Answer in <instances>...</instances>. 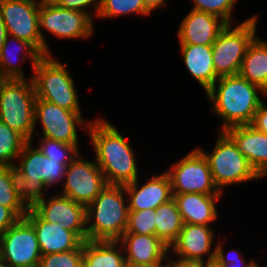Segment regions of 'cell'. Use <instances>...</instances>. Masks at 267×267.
<instances>
[{
  "label": "cell",
  "mask_w": 267,
  "mask_h": 267,
  "mask_svg": "<svg viewBox=\"0 0 267 267\" xmlns=\"http://www.w3.org/2000/svg\"><path fill=\"white\" fill-rule=\"evenodd\" d=\"M19 219L10 208L0 205V235Z\"/></svg>",
  "instance_id": "cell-39"
},
{
  "label": "cell",
  "mask_w": 267,
  "mask_h": 267,
  "mask_svg": "<svg viewBox=\"0 0 267 267\" xmlns=\"http://www.w3.org/2000/svg\"><path fill=\"white\" fill-rule=\"evenodd\" d=\"M138 180L124 185L129 211L156 209L173 199L171 181L166 172L151 176L141 186Z\"/></svg>",
  "instance_id": "cell-18"
},
{
  "label": "cell",
  "mask_w": 267,
  "mask_h": 267,
  "mask_svg": "<svg viewBox=\"0 0 267 267\" xmlns=\"http://www.w3.org/2000/svg\"><path fill=\"white\" fill-rule=\"evenodd\" d=\"M0 205L10 208L20 219L29 209L13 189L8 166H0Z\"/></svg>",
  "instance_id": "cell-31"
},
{
  "label": "cell",
  "mask_w": 267,
  "mask_h": 267,
  "mask_svg": "<svg viewBox=\"0 0 267 267\" xmlns=\"http://www.w3.org/2000/svg\"><path fill=\"white\" fill-rule=\"evenodd\" d=\"M8 171L14 191L28 208H32L38 201L47 196L46 186L43 183L28 180L16 164L9 165Z\"/></svg>",
  "instance_id": "cell-28"
},
{
  "label": "cell",
  "mask_w": 267,
  "mask_h": 267,
  "mask_svg": "<svg viewBox=\"0 0 267 267\" xmlns=\"http://www.w3.org/2000/svg\"><path fill=\"white\" fill-rule=\"evenodd\" d=\"M34 228L42 255L77 249L84 241L73 231L43 220L32 208L24 217Z\"/></svg>",
  "instance_id": "cell-17"
},
{
  "label": "cell",
  "mask_w": 267,
  "mask_h": 267,
  "mask_svg": "<svg viewBox=\"0 0 267 267\" xmlns=\"http://www.w3.org/2000/svg\"><path fill=\"white\" fill-rule=\"evenodd\" d=\"M267 94V41L258 36L247 47L238 73Z\"/></svg>",
  "instance_id": "cell-25"
},
{
  "label": "cell",
  "mask_w": 267,
  "mask_h": 267,
  "mask_svg": "<svg viewBox=\"0 0 267 267\" xmlns=\"http://www.w3.org/2000/svg\"><path fill=\"white\" fill-rule=\"evenodd\" d=\"M193 10L206 12L232 24L234 6L238 0H192ZM232 14V15H231Z\"/></svg>",
  "instance_id": "cell-35"
},
{
  "label": "cell",
  "mask_w": 267,
  "mask_h": 267,
  "mask_svg": "<svg viewBox=\"0 0 267 267\" xmlns=\"http://www.w3.org/2000/svg\"><path fill=\"white\" fill-rule=\"evenodd\" d=\"M8 33H7V29L5 27L1 12H0V49L2 48L5 39L7 37Z\"/></svg>",
  "instance_id": "cell-42"
},
{
  "label": "cell",
  "mask_w": 267,
  "mask_h": 267,
  "mask_svg": "<svg viewBox=\"0 0 267 267\" xmlns=\"http://www.w3.org/2000/svg\"><path fill=\"white\" fill-rule=\"evenodd\" d=\"M220 242L221 241H217V243H215L217 245H215L216 256L214 260L220 267H257L259 265L255 259H252L247 263L242 252L236 248L228 251V254L226 255V253H224L223 243Z\"/></svg>",
  "instance_id": "cell-36"
},
{
  "label": "cell",
  "mask_w": 267,
  "mask_h": 267,
  "mask_svg": "<svg viewBox=\"0 0 267 267\" xmlns=\"http://www.w3.org/2000/svg\"><path fill=\"white\" fill-rule=\"evenodd\" d=\"M204 267H220L215 261L204 263Z\"/></svg>",
  "instance_id": "cell-45"
},
{
  "label": "cell",
  "mask_w": 267,
  "mask_h": 267,
  "mask_svg": "<svg viewBox=\"0 0 267 267\" xmlns=\"http://www.w3.org/2000/svg\"><path fill=\"white\" fill-rule=\"evenodd\" d=\"M167 0H144L146 8L152 13L157 8L159 9L162 6H166Z\"/></svg>",
  "instance_id": "cell-41"
},
{
  "label": "cell",
  "mask_w": 267,
  "mask_h": 267,
  "mask_svg": "<svg viewBox=\"0 0 267 267\" xmlns=\"http://www.w3.org/2000/svg\"><path fill=\"white\" fill-rule=\"evenodd\" d=\"M257 21L256 14L237 26L227 24L220 32L212 44L213 64L218 77L239 73L247 47L257 36Z\"/></svg>",
  "instance_id": "cell-7"
},
{
  "label": "cell",
  "mask_w": 267,
  "mask_h": 267,
  "mask_svg": "<svg viewBox=\"0 0 267 267\" xmlns=\"http://www.w3.org/2000/svg\"><path fill=\"white\" fill-rule=\"evenodd\" d=\"M125 254L119 241L83 242V267H124Z\"/></svg>",
  "instance_id": "cell-26"
},
{
  "label": "cell",
  "mask_w": 267,
  "mask_h": 267,
  "mask_svg": "<svg viewBox=\"0 0 267 267\" xmlns=\"http://www.w3.org/2000/svg\"><path fill=\"white\" fill-rule=\"evenodd\" d=\"M148 16L150 11L146 8L144 0H101V6L96 18H113L131 14Z\"/></svg>",
  "instance_id": "cell-30"
},
{
  "label": "cell",
  "mask_w": 267,
  "mask_h": 267,
  "mask_svg": "<svg viewBox=\"0 0 267 267\" xmlns=\"http://www.w3.org/2000/svg\"><path fill=\"white\" fill-rule=\"evenodd\" d=\"M179 47L188 73L206 93L219 78L214 69L212 45L180 44Z\"/></svg>",
  "instance_id": "cell-23"
},
{
  "label": "cell",
  "mask_w": 267,
  "mask_h": 267,
  "mask_svg": "<svg viewBox=\"0 0 267 267\" xmlns=\"http://www.w3.org/2000/svg\"><path fill=\"white\" fill-rule=\"evenodd\" d=\"M178 28L179 44L212 45L227 23L218 16L190 9Z\"/></svg>",
  "instance_id": "cell-19"
},
{
  "label": "cell",
  "mask_w": 267,
  "mask_h": 267,
  "mask_svg": "<svg viewBox=\"0 0 267 267\" xmlns=\"http://www.w3.org/2000/svg\"><path fill=\"white\" fill-rule=\"evenodd\" d=\"M35 100L32 78L8 79L0 90V121L28 141H33L35 133Z\"/></svg>",
  "instance_id": "cell-5"
},
{
  "label": "cell",
  "mask_w": 267,
  "mask_h": 267,
  "mask_svg": "<svg viewBox=\"0 0 267 267\" xmlns=\"http://www.w3.org/2000/svg\"><path fill=\"white\" fill-rule=\"evenodd\" d=\"M8 79L3 75L1 69H0V90L2 89L3 84L7 81Z\"/></svg>",
  "instance_id": "cell-44"
},
{
  "label": "cell",
  "mask_w": 267,
  "mask_h": 267,
  "mask_svg": "<svg viewBox=\"0 0 267 267\" xmlns=\"http://www.w3.org/2000/svg\"><path fill=\"white\" fill-rule=\"evenodd\" d=\"M38 146L48 159L62 160L68 165L80 152L78 144H67L41 137Z\"/></svg>",
  "instance_id": "cell-32"
},
{
  "label": "cell",
  "mask_w": 267,
  "mask_h": 267,
  "mask_svg": "<svg viewBox=\"0 0 267 267\" xmlns=\"http://www.w3.org/2000/svg\"><path fill=\"white\" fill-rule=\"evenodd\" d=\"M222 195L202 193L173 194L184 224L211 226L219 217L216 202Z\"/></svg>",
  "instance_id": "cell-22"
},
{
  "label": "cell",
  "mask_w": 267,
  "mask_h": 267,
  "mask_svg": "<svg viewBox=\"0 0 267 267\" xmlns=\"http://www.w3.org/2000/svg\"><path fill=\"white\" fill-rule=\"evenodd\" d=\"M38 267H83V243L74 250L42 255Z\"/></svg>",
  "instance_id": "cell-33"
},
{
  "label": "cell",
  "mask_w": 267,
  "mask_h": 267,
  "mask_svg": "<svg viewBox=\"0 0 267 267\" xmlns=\"http://www.w3.org/2000/svg\"><path fill=\"white\" fill-rule=\"evenodd\" d=\"M166 264H144L125 261L124 267H165Z\"/></svg>",
  "instance_id": "cell-43"
},
{
  "label": "cell",
  "mask_w": 267,
  "mask_h": 267,
  "mask_svg": "<svg viewBox=\"0 0 267 267\" xmlns=\"http://www.w3.org/2000/svg\"><path fill=\"white\" fill-rule=\"evenodd\" d=\"M41 0H0V12L8 35L30 43L43 56L39 33Z\"/></svg>",
  "instance_id": "cell-13"
},
{
  "label": "cell",
  "mask_w": 267,
  "mask_h": 267,
  "mask_svg": "<svg viewBox=\"0 0 267 267\" xmlns=\"http://www.w3.org/2000/svg\"><path fill=\"white\" fill-rule=\"evenodd\" d=\"M214 237L212 226L183 224L177 240L170 246V254L175 253L178 260L185 262H213L216 256V246L212 248Z\"/></svg>",
  "instance_id": "cell-15"
},
{
  "label": "cell",
  "mask_w": 267,
  "mask_h": 267,
  "mask_svg": "<svg viewBox=\"0 0 267 267\" xmlns=\"http://www.w3.org/2000/svg\"><path fill=\"white\" fill-rule=\"evenodd\" d=\"M124 250L125 261L144 264H167L170 247L156 235L124 233L118 240Z\"/></svg>",
  "instance_id": "cell-20"
},
{
  "label": "cell",
  "mask_w": 267,
  "mask_h": 267,
  "mask_svg": "<svg viewBox=\"0 0 267 267\" xmlns=\"http://www.w3.org/2000/svg\"><path fill=\"white\" fill-rule=\"evenodd\" d=\"M261 95L267 96L239 74L219 77L206 92V98L212 103L211 111L223 119L220 131L251 124L259 105L264 101Z\"/></svg>",
  "instance_id": "cell-2"
},
{
  "label": "cell",
  "mask_w": 267,
  "mask_h": 267,
  "mask_svg": "<svg viewBox=\"0 0 267 267\" xmlns=\"http://www.w3.org/2000/svg\"><path fill=\"white\" fill-rule=\"evenodd\" d=\"M155 209L129 211L125 233L155 235Z\"/></svg>",
  "instance_id": "cell-34"
},
{
  "label": "cell",
  "mask_w": 267,
  "mask_h": 267,
  "mask_svg": "<svg viewBox=\"0 0 267 267\" xmlns=\"http://www.w3.org/2000/svg\"><path fill=\"white\" fill-rule=\"evenodd\" d=\"M44 29L59 39H87L95 32L93 20L86 13L56 6L48 0H41L40 3L39 33L43 42V56L52 55Z\"/></svg>",
  "instance_id": "cell-8"
},
{
  "label": "cell",
  "mask_w": 267,
  "mask_h": 267,
  "mask_svg": "<svg viewBox=\"0 0 267 267\" xmlns=\"http://www.w3.org/2000/svg\"><path fill=\"white\" fill-rule=\"evenodd\" d=\"M246 157L257 174L267 176V134L250 124L227 128L224 131Z\"/></svg>",
  "instance_id": "cell-21"
},
{
  "label": "cell",
  "mask_w": 267,
  "mask_h": 267,
  "mask_svg": "<svg viewBox=\"0 0 267 267\" xmlns=\"http://www.w3.org/2000/svg\"><path fill=\"white\" fill-rule=\"evenodd\" d=\"M16 164L23 171L28 180L43 183L49 190L53 184L63 182L67 165L62 160L48 159L40 148H33L32 141H28Z\"/></svg>",
  "instance_id": "cell-16"
},
{
  "label": "cell",
  "mask_w": 267,
  "mask_h": 267,
  "mask_svg": "<svg viewBox=\"0 0 267 267\" xmlns=\"http://www.w3.org/2000/svg\"><path fill=\"white\" fill-rule=\"evenodd\" d=\"M250 125L256 130L267 134V105L264 102L259 105Z\"/></svg>",
  "instance_id": "cell-38"
},
{
  "label": "cell",
  "mask_w": 267,
  "mask_h": 267,
  "mask_svg": "<svg viewBox=\"0 0 267 267\" xmlns=\"http://www.w3.org/2000/svg\"><path fill=\"white\" fill-rule=\"evenodd\" d=\"M155 235L169 247L177 240L183 221L177 203L171 199L155 209Z\"/></svg>",
  "instance_id": "cell-27"
},
{
  "label": "cell",
  "mask_w": 267,
  "mask_h": 267,
  "mask_svg": "<svg viewBox=\"0 0 267 267\" xmlns=\"http://www.w3.org/2000/svg\"><path fill=\"white\" fill-rule=\"evenodd\" d=\"M32 209L45 221L57 223L87 240L86 206L60 193L38 201Z\"/></svg>",
  "instance_id": "cell-14"
},
{
  "label": "cell",
  "mask_w": 267,
  "mask_h": 267,
  "mask_svg": "<svg viewBox=\"0 0 267 267\" xmlns=\"http://www.w3.org/2000/svg\"><path fill=\"white\" fill-rule=\"evenodd\" d=\"M27 142L23 135L0 121V166L16 164Z\"/></svg>",
  "instance_id": "cell-29"
},
{
  "label": "cell",
  "mask_w": 267,
  "mask_h": 267,
  "mask_svg": "<svg viewBox=\"0 0 267 267\" xmlns=\"http://www.w3.org/2000/svg\"><path fill=\"white\" fill-rule=\"evenodd\" d=\"M34 126L41 123L42 136L67 144H79L77 126L88 130L91 121H84L82 111H70L43 99L35 100Z\"/></svg>",
  "instance_id": "cell-11"
},
{
  "label": "cell",
  "mask_w": 267,
  "mask_h": 267,
  "mask_svg": "<svg viewBox=\"0 0 267 267\" xmlns=\"http://www.w3.org/2000/svg\"><path fill=\"white\" fill-rule=\"evenodd\" d=\"M170 168L165 172L170 178L173 194H223L213 181L207 159L197 147Z\"/></svg>",
  "instance_id": "cell-9"
},
{
  "label": "cell",
  "mask_w": 267,
  "mask_h": 267,
  "mask_svg": "<svg viewBox=\"0 0 267 267\" xmlns=\"http://www.w3.org/2000/svg\"><path fill=\"white\" fill-rule=\"evenodd\" d=\"M48 1L55 4L56 6L65 9H72L86 13L92 20H94L93 19L94 17H97V14L101 6V0H48ZM89 6H92L95 15L94 13L91 12L90 9H88Z\"/></svg>",
  "instance_id": "cell-37"
},
{
  "label": "cell",
  "mask_w": 267,
  "mask_h": 267,
  "mask_svg": "<svg viewBox=\"0 0 267 267\" xmlns=\"http://www.w3.org/2000/svg\"><path fill=\"white\" fill-rule=\"evenodd\" d=\"M42 254L33 226L19 219L0 235V264L6 267H38Z\"/></svg>",
  "instance_id": "cell-10"
},
{
  "label": "cell",
  "mask_w": 267,
  "mask_h": 267,
  "mask_svg": "<svg viewBox=\"0 0 267 267\" xmlns=\"http://www.w3.org/2000/svg\"><path fill=\"white\" fill-rule=\"evenodd\" d=\"M218 134L211 153L197 148L207 159L213 181L219 191L223 193V188L228 185L261 179L233 140L224 131Z\"/></svg>",
  "instance_id": "cell-6"
},
{
  "label": "cell",
  "mask_w": 267,
  "mask_h": 267,
  "mask_svg": "<svg viewBox=\"0 0 267 267\" xmlns=\"http://www.w3.org/2000/svg\"><path fill=\"white\" fill-rule=\"evenodd\" d=\"M96 163L109 185H127L138 179L136 154L128 138H124L115 126L106 119L90 122L88 130Z\"/></svg>",
  "instance_id": "cell-1"
},
{
  "label": "cell",
  "mask_w": 267,
  "mask_h": 267,
  "mask_svg": "<svg viewBox=\"0 0 267 267\" xmlns=\"http://www.w3.org/2000/svg\"><path fill=\"white\" fill-rule=\"evenodd\" d=\"M124 186L109 185L86 206L87 240L118 241L126 232L129 208Z\"/></svg>",
  "instance_id": "cell-3"
},
{
  "label": "cell",
  "mask_w": 267,
  "mask_h": 267,
  "mask_svg": "<svg viewBox=\"0 0 267 267\" xmlns=\"http://www.w3.org/2000/svg\"><path fill=\"white\" fill-rule=\"evenodd\" d=\"M80 155L67 165L60 194L87 206L107 186V182L96 161H88Z\"/></svg>",
  "instance_id": "cell-12"
},
{
  "label": "cell",
  "mask_w": 267,
  "mask_h": 267,
  "mask_svg": "<svg viewBox=\"0 0 267 267\" xmlns=\"http://www.w3.org/2000/svg\"><path fill=\"white\" fill-rule=\"evenodd\" d=\"M11 42L16 43V48L18 49L15 50H17V52L10 50L12 49V44H10ZM19 53H24L21 56L22 58L18 57ZM41 57L42 55L30 43L20 40L15 36L7 35L4 44L0 49V69L7 79H27L20 62L22 61V64L26 62V60L30 59L29 62H31V68L33 71L34 66ZM19 59L22 60L20 61Z\"/></svg>",
  "instance_id": "cell-24"
},
{
  "label": "cell",
  "mask_w": 267,
  "mask_h": 267,
  "mask_svg": "<svg viewBox=\"0 0 267 267\" xmlns=\"http://www.w3.org/2000/svg\"><path fill=\"white\" fill-rule=\"evenodd\" d=\"M165 267H204V263L201 262H185L178 259H174L169 256L168 262Z\"/></svg>",
  "instance_id": "cell-40"
},
{
  "label": "cell",
  "mask_w": 267,
  "mask_h": 267,
  "mask_svg": "<svg viewBox=\"0 0 267 267\" xmlns=\"http://www.w3.org/2000/svg\"><path fill=\"white\" fill-rule=\"evenodd\" d=\"M54 58L52 55L42 56L33 68L31 78L36 99L70 111H81L74 80L66 68L68 63L62 64Z\"/></svg>",
  "instance_id": "cell-4"
}]
</instances>
